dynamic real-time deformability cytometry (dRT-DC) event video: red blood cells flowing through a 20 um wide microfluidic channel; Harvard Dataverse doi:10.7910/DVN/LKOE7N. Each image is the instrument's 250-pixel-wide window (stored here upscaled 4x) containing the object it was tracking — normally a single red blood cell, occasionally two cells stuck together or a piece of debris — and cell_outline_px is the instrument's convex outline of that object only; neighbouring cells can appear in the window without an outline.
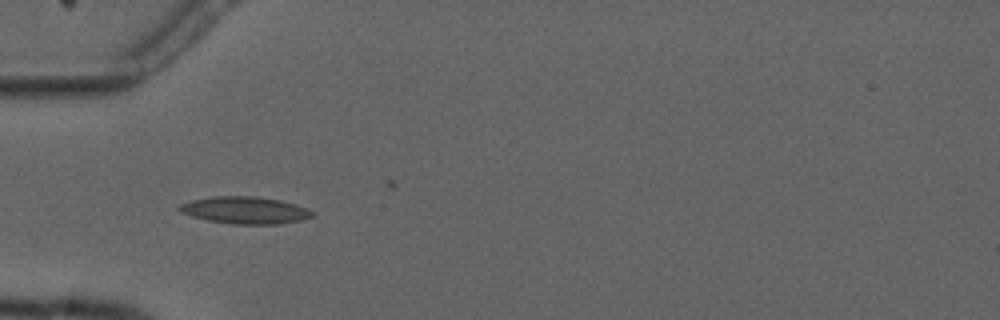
{"species": "common noctule bat (a hibernating species)", "species_latin": "Nyctalus noctula", "temperature_condition": "cold", "stored_images_in_passage": 4, "camera_frame_rate_fps": 3000, "um_per_image_px": 0.085, "animal": {"sex": "male", "forearm_length_mm": 52.5}, "frame": {"image": 1, "passage_image": 3, "time_ms": 2.667, "image_size_px": [1000, 320], "cell_outline_px": [[312, 216], [300, 220], [276, 224], [232, 224], [208, 220], [192, 216], [180, 212], [176, 208], [180, 204], [192, 200], [216, 196], [256, 196], [280, 200], [296, 204], [308, 208], [312, 212]], "centroid_in_image_um": [20.8, 17.86], "position_along_channel_um": 64.2, "area_um2": 20.87}}